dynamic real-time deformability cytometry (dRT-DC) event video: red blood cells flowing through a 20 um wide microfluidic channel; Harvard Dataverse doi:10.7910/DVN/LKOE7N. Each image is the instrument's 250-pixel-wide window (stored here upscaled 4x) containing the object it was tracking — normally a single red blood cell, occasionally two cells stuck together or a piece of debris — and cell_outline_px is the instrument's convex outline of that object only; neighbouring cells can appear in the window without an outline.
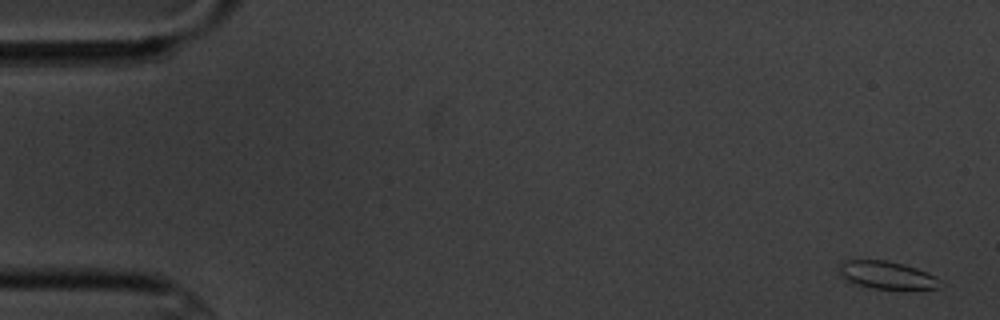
{"species": "common noctule bat (a hibernating species)", "species_latin": "Nyctalus noctula", "temperature_condition": "cold", "stored_images_in_passage": 6, "camera_frame_rate_fps": 3000, "um_per_image_px": 0.085, "animal": {"sex": "male", "body_mass_g": 20.1, "forearm_length_mm": 53.5}, "frame": {"image": 1, "passage_image": 1, "time_ms": 0.0, "image_size_px": [1000, 320], "cell_outline_px": [[940, 288], [872, 288], [856, 284], [844, 280], [840, 276], [840, 264], [844, 260], [888, 260], [904, 264], [916, 268], [936, 276], [940, 280]], "centroid_in_image_um": [75.35, 23.36], "position_along_channel_um": 9.7, "area_um2": 16.13}}
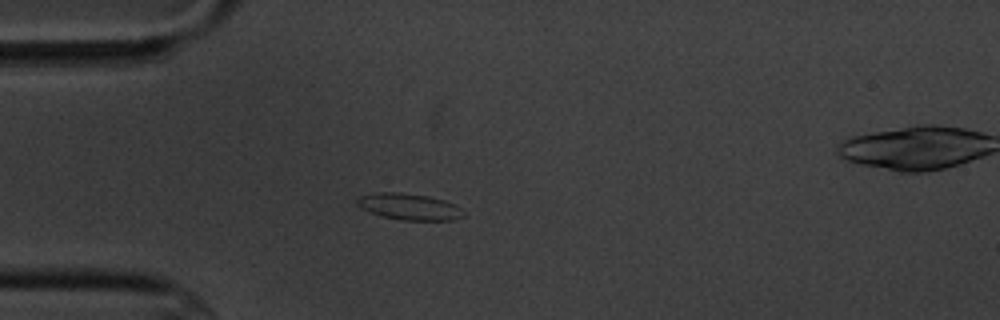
{"frame": {"image": 2, "passage_image": 5, "time_ms": 4.667, "image_size_px": [1000, 320], "cell_outline_px": [[464, 216], [452, 220], [400, 220], [380, 216], [360, 208], [356, 204], [356, 200], [360, 196], [372, 192], [400, 192], [428, 196], [444, 200], [460, 208], [464, 212]], "centroid_in_image_um": [34.72, 17.56], "position_along_channel_um": 50.3, "area_um2": 16.47}}